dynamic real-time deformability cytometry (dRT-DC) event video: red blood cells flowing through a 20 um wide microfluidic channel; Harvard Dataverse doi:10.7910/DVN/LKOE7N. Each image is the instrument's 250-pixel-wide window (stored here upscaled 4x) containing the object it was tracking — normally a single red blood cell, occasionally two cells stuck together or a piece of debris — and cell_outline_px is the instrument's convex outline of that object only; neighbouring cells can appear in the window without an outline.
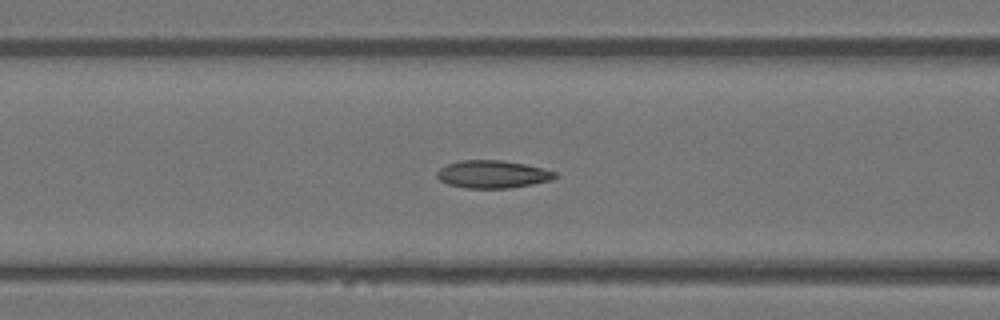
{"species": "Egyptian fruit bat (a non-hibernating species)", "species_latin": "Rousettus aegyptiacus", "temperature_condition": "warm", "stored_images_in_passage": 30, "camera_frame_rate_fps": 3000, "um_per_image_px": 0.085, "animal": {"sex": "female"}, "frame": {"image": 1, "passage_image": 9, "time_ms": 2.667, "image_size_px": [1000, 320], "cell_outline_px": [[560, 176], [552, 180], [532, 184], [508, 188], [468, 188], [448, 184], [440, 180], [436, 176], [436, 172], [440, 168], [448, 164], [460, 160], [500, 160], [524, 164], [556, 172]], "centroid_in_image_um": [41.87, 14.81], "position_along_channel_um": 124.7, "area_um2": 18.96}}
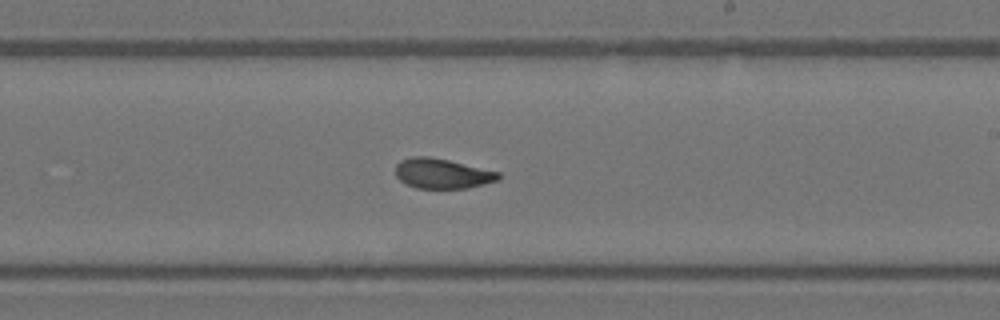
{"frame": {"image": 2, "passage_image": 18, "time_ms": 5.667, "image_size_px": [1000, 320], "cell_outline_px": [[500, 180], [468, 188], [416, 188], [404, 184], [396, 176], [396, 164], [400, 160], [412, 156], [428, 156], [448, 160], [500, 172]], "centroid_in_image_um": [37.57, 14.75], "position_along_channel_um": 251.4, "area_um2": 18.09}}
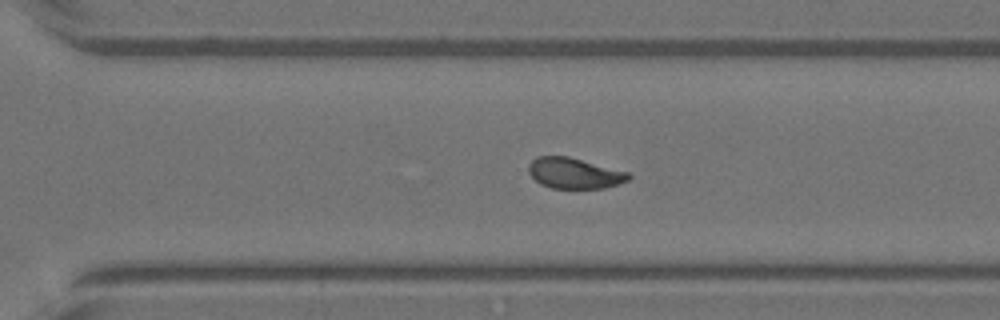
{"frame": {"image": 3, "passage_image": 23, "time_ms": 7.333, "image_size_px": [1000, 320], "cell_outline_px": [[632, 176], [628, 180], [604, 188], [552, 188], [540, 184], [528, 172], [528, 164], [536, 156], [568, 156], [628, 172]], "centroid_in_image_um": [48.79, 14.71], "position_along_channel_um": 321.8, "area_um2": 17.8}}